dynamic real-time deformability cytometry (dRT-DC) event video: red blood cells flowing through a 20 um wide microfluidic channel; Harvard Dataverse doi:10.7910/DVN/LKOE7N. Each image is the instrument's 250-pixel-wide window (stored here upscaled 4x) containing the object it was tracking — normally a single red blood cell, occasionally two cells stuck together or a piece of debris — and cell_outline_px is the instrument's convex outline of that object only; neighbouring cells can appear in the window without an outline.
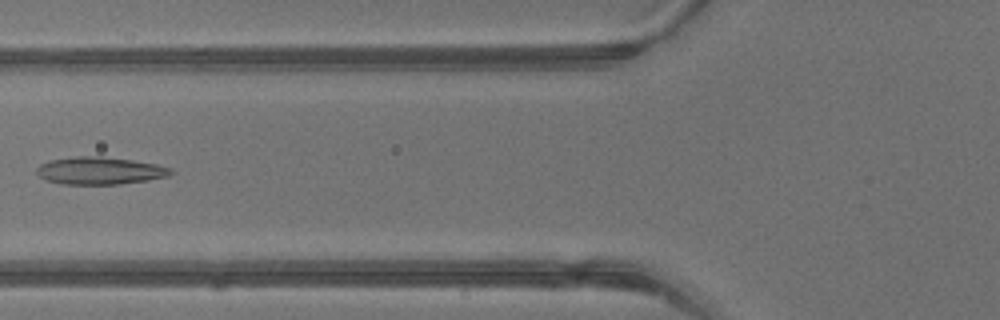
{"species": "common noctule bat (a hibernating species)", "species_latin": "Nyctalus noctula", "temperature_condition": "warm", "stored_images_in_passage": 4, "camera_frame_rate_fps": 3000, "um_per_image_px": 0.085, "animal": {"sex": "male", "body_mass_g": 13.3}, "frame": {"image": 1, "passage_image": 4, "time_ms": 1.0, "image_size_px": [1000, 320], "cell_outline_px": [[176, 172], [168, 176], [148, 180], [120, 184], [64, 184], [44, 180], [36, 172], [36, 168], [40, 164], [52, 160], [76, 156], [100, 156], [132, 160], [156, 164], [172, 168]], "centroid_in_image_um": [8.51, 14.51], "position_along_channel_um": 117.3, "area_um2": 21.5}}